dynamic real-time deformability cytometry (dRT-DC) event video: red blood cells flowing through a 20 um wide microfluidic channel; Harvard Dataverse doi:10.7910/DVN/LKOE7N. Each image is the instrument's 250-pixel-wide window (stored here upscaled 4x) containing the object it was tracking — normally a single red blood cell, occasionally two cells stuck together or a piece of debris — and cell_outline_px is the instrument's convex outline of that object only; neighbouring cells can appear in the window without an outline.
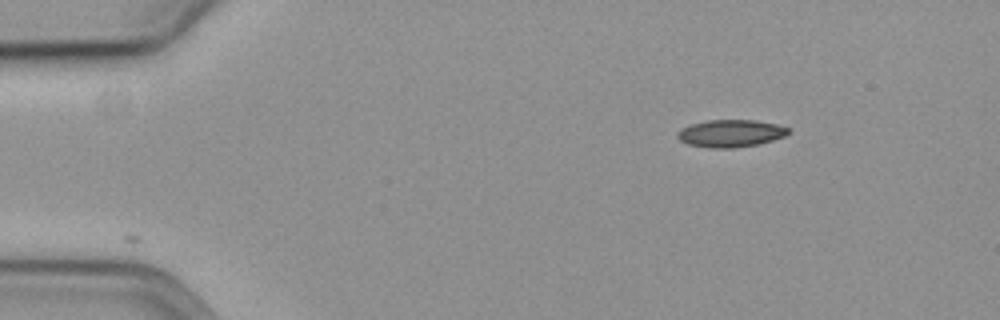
{"species": "common noctule bat (a hibernating species)", "species_latin": "Nyctalus noctula", "temperature_condition": "cold", "stored_images_in_passage": 2, "camera_frame_rate_fps": 3000, "um_per_image_px": 0.085, "animal": {"sex": "female", "body_mass_g": 19.3, "forearm_length_mm": 54.1}, "frame": {"image": 1, "passage_image": 1, "time_ms": 0.0, "image_size_px": [1000, 320], "cell_outline_px": [[792, 132], [784, 136], [772, 140], [756, 144], [732, 148], [712, 148], [688, 144], [680, 140], [676, 136], [684, 128], [692, 124], [708, 120], [756, 120], [776, 124], [788, 128]], "centroid_in_image_um": [62.14, 11.33], "position_along_channel_um": 22.9, "area_um2": 17.4}}